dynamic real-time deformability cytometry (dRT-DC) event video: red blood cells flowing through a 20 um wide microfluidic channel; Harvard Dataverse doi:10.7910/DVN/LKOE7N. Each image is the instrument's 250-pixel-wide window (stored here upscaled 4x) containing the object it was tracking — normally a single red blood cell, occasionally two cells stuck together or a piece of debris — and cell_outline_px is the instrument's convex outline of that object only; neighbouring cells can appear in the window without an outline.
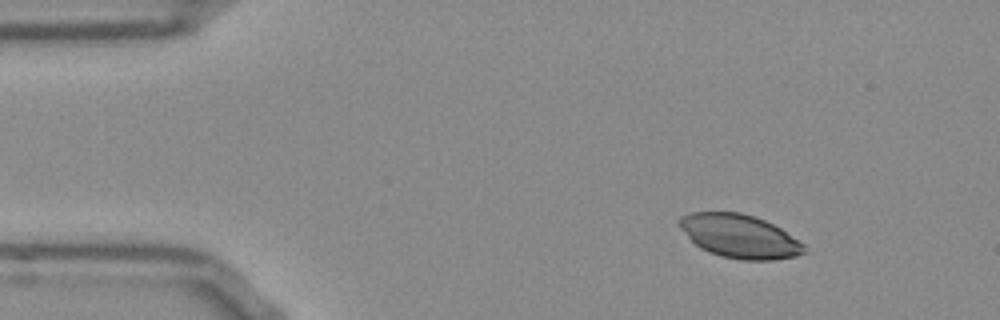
{"species": "Egyptian fruit bat (a non-hibernating species)", "species_latin": "Rousettus aegyptiacus", "temperature_condition": "room temperature", "stored_images_in_passage": 39, "camera_frame_rate_fps": 3000, "um_per_image_px": 0.085, "frame": {"image": 1, "passage_image": 1, "time_ms": 0.0, "image_size_px": [1000, 320], "cell_outline_px": [[808, 252], [796, 256], [772, 260], [740, 260], [720, 256], [708, 252], [700, 248], [676, 224], [676, 220], [680, 216], [692, 212], [740, 212], [764, 220], [780, 228], [804, 244]], "centroid_in_image_um": [62.84, 20.08], "position_along_channel_um": 22.2, "area_um2": 31.73}}
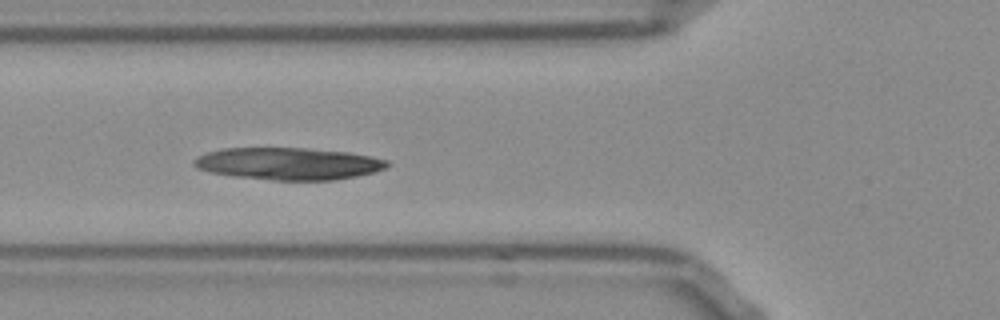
{"frame": {"image": 2, "passage_image": 13, "time_ms": 4.0, "image_size_px": [1000, 320], "cell_outline_px": [[392, 164], [384, 168], [372, 172], [356, 176], [336, 180], [272, 180], [232, 176], [208, 172], [196, 168], [192, 164], [192, 160], [208, 152], [224, 148], [308, 148], [348, 152], [372, 156], [388, 160]], "centroid_in_image_um": [24.51, 13.91], "position_along_channel_um": 101.3, "area_um2": 36.36}}
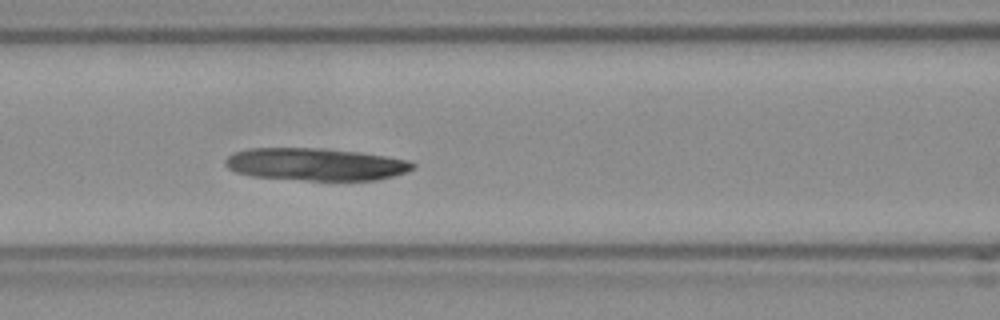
{"frame": {"image": 3, "passage_image": 16, "time_ms": 5.0, "image_size_px": [1000, 320], "cell_outline_px": [[416, 164], [408, 172], [376, 180], [308, 180], [252, 176], [236, 172], [228, 168], [224, 164], [224, 160], [232, 152], [252, 148], [320, 148], [360, 152], [408, 160]], "centroid_in_image_um": [26.8, 13.96], "position_along_channel_um": 139.8, "area_um2": 35.37}}